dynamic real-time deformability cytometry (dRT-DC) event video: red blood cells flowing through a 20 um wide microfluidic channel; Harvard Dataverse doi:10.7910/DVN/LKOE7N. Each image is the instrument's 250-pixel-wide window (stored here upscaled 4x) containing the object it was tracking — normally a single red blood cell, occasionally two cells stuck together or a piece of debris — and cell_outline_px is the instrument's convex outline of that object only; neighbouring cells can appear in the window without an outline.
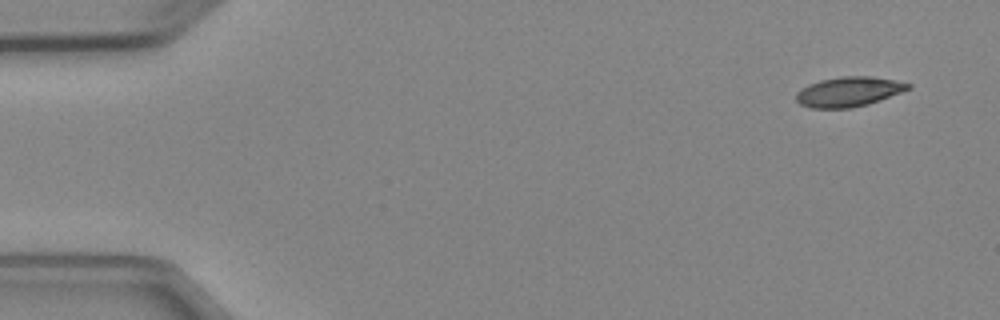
{"species": "Egyptian fruit bat (a non-hibernating species)", "species_latin": "Rousettus aegyptiacus", "temperature_condition": "cold", "stored_images_in_passage": 5, "camera_frame_rate_fps": 3000, "um_per_image_px": 0.085, "animal": {"sex": "female"}, "frame": {"image": 1, "passage_image": 1, "time_ms": 0.0, "image_size_px": [1000, 320], "cell_outline_px": [[912, 88], [880, 100], [868, 104], [852, 108], [812, 108], [800, 104], [796, 100], [796, 92], [800, 88], [808, 84], [820, 80], [840, 76], [872, 76], [912, 84]], "centroid_in_image_um": [72.12, 7.79], "position_along_channel_um": 12.9, "area_um2": 19.54}}
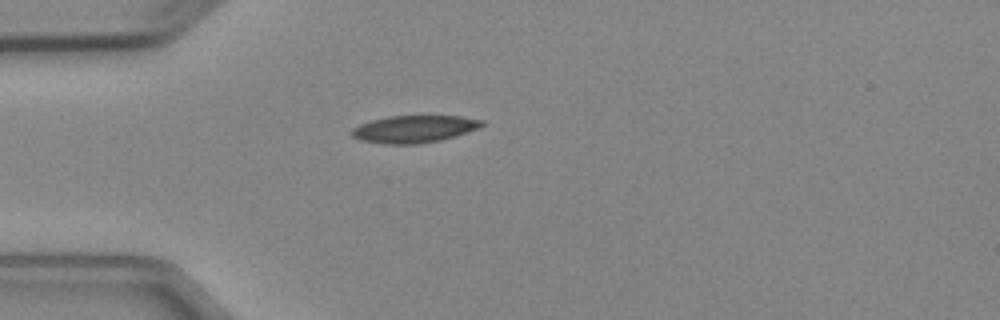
{"frame": {"image": 2, "passage_image": 4, "time_ms": 3.667, "image_size_px": [1000, 320], "cell_outline_px": [[484, 124], [476, 128], [440, 140], [420, 144], [384, 144], [360, 140], [352, 136], [352, 128], [360, 124], [372, 120], [388, 116], [460, 116], [484, 120]], "centroid_in_image_um": [35.15, 10.96], "position_along_channel_um": 49.8, "area_um2": 20.4}}